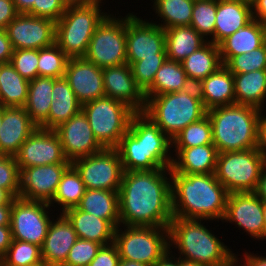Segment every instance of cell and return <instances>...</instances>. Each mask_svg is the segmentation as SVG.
<instances>
[{
    "instance_id": "obj_1",
    "label": "cell",
    "mask_w": 266,
    "mask_h": 266,
    "mask_svg": "<svg viewBox=\"0 0 266 266\" xmlns=\"http://www.w3.org/2000/svg\"><path fill=\"white\" fill-rule=\"evenodd\" d=\"M170 180L171 168L124 171L118 191L120 225L169 227L173 218Z\"/></svg>"
},
{
    "instance_id": "obj_2",
    "label": "cell",
    "mask_w": 266,
    "mask_h": 266,
    "mask_svg": "<svg viewBox=\"0 0 266 266\" xmlns=\"http://www.w3.org/2000/svg\"><path fill=\"white\" fill-rule=\"evenodd\" d=\"M228 196L215 174L171 173L173 217L222 221Z\"/></svg>"
},
{
    "instance_id": "obj_3",
    "label": "cell",
    "mask_w": 266,
    "mask_h": 266,
    "mask_svg": "<svg viewBox=\"0 0 266 266\" xmlns=\"http://www.w3.org/2000/svg\"><path fill=\"white\" fill-rule=\"evenodd\" d=\"M171 148L172 140L142 112L132 117L116 149L124 171H142L171 168Z\"/></svg>"
},
{
    "instance_id": "obj_4",
    "label": "cell",
    "mask_w": 266,
    "mask_h": 266,
    "mask_svg": "<svg viewBox=\"0 0 266 266\" xmlns=\"http://www.w3.org/2000/svg\"><path fill=\"white\" fill-rule=\"evenodd\" d=\"M204 219L173 217L169 225L170 247L178 248L180 258L203 266H235V256L212 230L201 223ZM173 244V245H172Z\"/></svg>"
},
{
    "instance_id": "obj_5",
    "label": "cell",
    "mask_w": 266,
    "mask_h": 266,
    "mask_svg": "<svg viewBox=\"0 0 266 266\" xmlns=\"http://www.w3.org/2000/svg\"><path fill=\"white\" fill-rule=\"evenodd\" d=\"M260 113L257 108L242 104L208 110L213 144L218 153L256 148Z\"/></svg>"
},
{
    "instance_id": "obj_6",
    "label": "cell",
    "mask_w": 266,
    "mask_h": 266,
    "mask_svg": "<svg viewBox=\"0 0 266 266\" xmlns=\"http://www.w3.org/2000/svg\"><path fill=\"white\" fill-rule=\"evenodd\" d=\"M102 0L90 4L67 5L56 22L55 43L68 58L84 57L98 25L108 15L100 7Z\"/></svg>"
},
{
    "instance_id": "obj_7",
    "label": "cell",
    "mask_w": 266,
    "mask_h": 266,
    "mask_svg": "<svg viewBox=\"0 0 266 266\" xmlns=\"http://www.w3.org/2000/svg\"><path fill=\"white\" fill-rule=\"evenodd\" d=\"M145 98L146 107L143 113L171 140L189 124L207 115L203 103L182 90Z\"/></svg>"
},
{
    "instance_id": "obj_8",
    "label": "cell",
    "mask_w": 266,
    "mask_h": 266,
    "mask_svg": "<svg viewBox=\"0 0 266 266\" xmlns=\"http://www.w3.org/2000/svg\"><path fill=\"white\" fill-rule=\"evenodd\" d=\"M115 229L120 259L154 266L169 250V227L124 226ZM122 229V230H121Z\"/></svg>"
},
{
    "instance_id": "obj_9",
    "label": "cell",
    "mask_w": 266,
    "mask_h": 266,
    "mask_svg": "<svg viewBox=\"0 0 266 266\" xmlns=\"http://www.w3.org/2000/svg\"><path fill=\"white\" fill-rule=\"evenodd\" d=\"M96 140L103 148H117L128 132L136 112L126 104L109 97H102L82 105Z\"/></svg>"
},
{
    "instance_id": "obj_10",
    "label": "cell",
    "mask_w": 266,
    "mask_h": 266,
    "mask_svg": "<svg viewBox=\"0 0 266 266\" xmlns=\"http://www.w3.org/2000/svg\"><path fill=\"white\" fill-rule=\"evenodd\" d=\"M266 158L256 149L218 153L215 177L233 192H254Z\"/></svg>"
},
{
    "instance_id": "obj_11",
    "label": "cell",
    "mask_w": 266,
    "mask_h": 266,
    "mask_svg": "<svg viewBox=\"0 0 266 266\" xmlns=\"http://www.w3.org/2000/svg\"><path fill=\"white\" fill-rule=\"evenodd\" d=\"M109 14L98 25L84 58L101 69L127 63L126 16Z\"/></svg>"
},
{
    "instance_id": "obj_12",
    "label": "cell",
    "mask_w": 266,
    "mask_h": 266,
    "mask_svg": "<svg viewBox=\"0 0 266 266\" xmlns=\"http://www.w3.org/2000/svg\"><path fill=\"white\" fill-rule=\"evenodd\" d=\"M71 164L79 172L86 189L119 191L124 170L116 148H104Z\"/></svg>"
},
{
    "instance_id": "obj_13",
    "label": "cell",
    "mask_w": 266,
    "mask_h": 266,
    "mask_svg": "<svg viewBox=\"0 0 266 266\" xmlns=\"http://www.w3.org/2000/svg\"><path fill=\"white\" fill-rule=\"evenodd\" d=\"M49 203L15 198L12 204L10 228L12 239L42 247L51 224Z\"/></svg>"
},
{
    "instance_id": "obj_14",
    "label": "cell",
    "mask_w": 266,
    "mask_h": 266,
    "mask_svg": "<svg viewBox=\"0 0 266 266\" xmlns=\"http://www.w3.org/2000/svg\"><path fill=\"white\" fill-rule=\"evenodd\" d=\"M126 54L129 65L144 58H167L163 28L132 13L126 15Z\"/></svg>"
},
{
    "instance_id": "obj_15",
    "label": "cell",
    "mask_w": 266,
    "mask_h": 266,
    "mask_svg": "<svg viewBox=\"0 0 266 266\" xmlns=\"http://www.w3.org/2000/svg\"><path fill=\"white\" fill-rule=\"evenodd\" d=\"M20 170L32 166L71 163L63 153L61 140L55 130L37 127L15 155Z\"/></svg>"
},
{
    "instance_id": "obj_16",
    "label": "cell",
    "mask_w": 266,
    "mask_h": 266,
    "mask_svg": "<svg viewBox=\"0 0 266 266\" xmlns=\"http://www.w3.org/2000/svg\"><path fill=\"white\" fill-rule=\"evenodd\" d=\"M5 30L14 50H39L55 43L56 22L48 18L18 14Z\"/></svg>"
},
{
    "instance_id": "obj_17",
    "label": "cell",
    "mask_w": 266,
    "mask_h": 266,
    "mask_svg": "<svg viewBox=\"0 0 266 266\" xmlns=\"http://www.w3.org/2000/svg\"><path fill=\"white\" fill-rule=\"evenodd\" d=\"M223 222L242 228L255 240L265 239L263 200L254 192L229 193Z\"/></svg>"
},
{
    "instance_id": "obj_18",
    "label": "cell",
    "mask_w": 266,
    "mask_h": 266,
    "mask_svg": "<svg viewBox=\"0 0 266 266\" xmlns=\"http://www.w3.org/2000/svg\"><path fill=\"white\" fill-rule=\"evenodd\" d=\"M71 163L32 166L20 170L19 198L50 203Z\"/></svg>"
},
{
    "instance_id": "obj_19",
    "label": "cell",
    "mask_w": 266,
    "mask_h": 266,
    "mask_svg": "<svg viewBox=\"0 0 266 266\" xmlns=\"http://www.w3.org/2000/svg\"><path fill=\"white\" fill-rule=\"evenodd\" d=\"M61 140L64 156L71 163L102 151L85 114L80 111L55 129Z\"/></svg>"
},
{
    "instance_id": "obj_20",
    "label": "cell",
    "mask_w": 266,
    "mask_h": 266,
    "mask_svg": "<svg viewBox=\"0 0 266 266\" xmlns=\"http://www.w3.org/2000/svg\"><path fill=\"white\" fill-rule=\"evenodd\" d=\"M64 78L81 105L105 96L102 69L84 57L68 59Z\"/></svg>"
},
{
    "instance_id": "obj_21",
    "label": "cell",
    "mask_w": 266,
    "mask_h": 266,
    "mask_svg": "<svg viewBox=\"0 0 266 266\" xmlns=\"http://www.w3.org/2000/svg\"><path fill=\"white\" fill-rule=\"evenodd\" d=\"M105 96L120 101L136 113L146 107V98L137 86L128 63L102 69Z\"/></svg>"
},
{
    "instance_id": "obj_22",
    "label": "cell",
    "mask_w": 266,
    "mask_h": 266,
    "mask_svg": "<svg viewBox=\"0 0 266 266\" xmlns=\"http://www.w3.org/2000/svg\"><path fill=\"white\" fill-rule=\"evenodd\" d=\"M2 122L0 155L15 156L38 126L30 119L24 107L2 106Z\"/></svg>"
},
{
    "instance_id": "obj_23",
    "label": "cell",
    "mask_w": 266,
    "mask_h": 266,
    "mask_svg": "<svg viewBox=\"0 0 266 266\" xmlns=\"http://www.w3.org/2000/svg\"><path fill=\"white\" fill-rule=\"evenodd\" d=\"M52 220L41 247L42 261L50 266H62L78 235L68 219L62 214Z\"/></svg>"
},
{
    "instance_id": "obj_24",
    "label": "cell",
    "mask_w": 266,
    "mask_h": 266,
    "mask_svg": "<svg viewBox=\"0 0 266 266\" xmlns=\"http://www.w3.org/2000/svg\"><path fill=\"white\" fill-rule=\"evenodd\" d=\"M252 20L251 3L243 0H217L213 43L219 45Z\"/></svg>"
},
{
    "instance_id": "obj_25",
    "label": "cell",
    "mask_w": 266,
    "mask_h": 266,
    "mask_svg": "<svg viewBox=\"0 0 266 266\" xmlns=\"http://www.w3.org/2000/svg\"><path fill=\"white\" fill-rule=\"evenodd\" d=\"M171 173L214 174L218 151L214 144L175 148Z\"/></svg>"
},
{
    "instance_id": "obj_26",
    "label": "cell",
    "mask_w": 266,
    "mask_h": 266,
    "mask_svg": "<svg viewBox=\"0 0 266 266\" xmlns=\"http://www.w3.org/2000/svg\"><path fill=\"white\" fill-rule=\"evenodd\" d=\"M51 99L48 118L39 126L41 128L55 130L82 109V105L64 77L53 78Z\"/></svg>"
},
{
    "instance_id": "obj_27",
    "label": "cell",
    "mask_w": 266,
    "mask_h": 266,
    "mask_svg": "<svg viewBox=\"0 0 266 266\" xmlns=\"http://www.w3.org/2000/svg\"><path fill=\"white\" fill-rule=\"evenodd\" d=\"M62 214L71 223L79 239L95 241L103 246L113 243L116 228L108 220L77 207L67 209Z\"/></svg>"
},
{
    "instance_id": "obj_28",
    "label": "cell",
    "mask_w": 266,
    "mask_h": 266,
    "mask_svg": "<svg viewBox=\"0 0 266 266\" xmlns=\"http://www.w3.org/2000/svg\"><path fill=\"white\" fill-rule=\"evenodd\" d=\"M265 42L266 26L253 19L218 45L222 64L225 65L233 56L261 47Z\"/></svg>"
},
{
    "instance_id": "obj_29",
    "label": "cell",
    "mask_w": 266,
    "mask_h": 266,
    "mask_svg": "<svg viewBox=\"0 0 266 266\" xmlns=\"http://www.w3.org/2000/svg\"><path fill=\"white\" fill-rule=\"evenodd\" d=\"M203 81V105L210 109L235 104L233 73L223 64Z\"/></svg>"
},
{
    "instance_id": "obj_30",
    "label": "cell",
    "mask_w": 266,
    "mask_h": 266,
    "mask_svg": "<svg viewBox=\"0 0 266 266\" xmlns=\"http://www.w3.org/2000/svg\"><path fill=\"white\" fill-rule=\"evenodd\" d=\"M76 207L79 210L108 220L115 228L120 225L118 191L86 189Z\"/></svg>"
},
{
    "instance_id": "obj_31",
    "label": "cell",
    "mask_w": 266,
    "mask_h": 266,
    "mask_svg": "<svg viewBox=\"0 0 266 266\" xmlns=\"http://www.w3.org/2000/svg\"><path fill=\"white\" fill-rule=\"evenodd\" d=\"M235 104L255 107L261 111L266 100V69L233 74Z\"/></svg>"
},
{
    "instance_id": "obj_32",
    "label": "cell",
    "mask_w": 266,
    "mask_h": 266,
    "mask_svg": "<svg viewBox=\"0 0 266 266\" xmlns=\"http://www.w3.org/2000/svg\"><path fill=\"white\" fill-rule=\"evenodd\" d=\"M164 31L168 60L181 62L207 42L191 26H176Z\"/></svg>"
},
{
    "instance_id": "obj_33",
    "label": "cell",
    "mask_w": 266,
    "mask_h": 266,
    "mask_svg": "<svg viewBox=\"0 0 266 266\" xmlns=\"http://www.w3.org/2000/svg\"><path fill=\"white\" fill-rule=\"evenodd\" d=\"M29 83L10 63H0V106L24 107Z\"/></svg>"
},
{
    "instance_id": "obj_34",
    "label": "cell",
    "mask_w": 266,
    "mask_h": 266,
    "mask_svg": "<svg viewBox=\"0 0 266 266\" xmlns=\"http://www.w3.org/2000/svg\"><path fill=\"white\" fill-rule=\"evenodd\" d=\"M53 78L38 76L29 83L24 108L30 119L39 127L49 115L52 102Z\"/></svg>"
},
{
    "instance_id": "obj_35",
    "label": "cell",
    "mask_w": 266,
    "mask_h": 266,
    "mask_svg": "<svg viewBox=\"0 0 266 266\" xmlns=\"http://www.w3.org/2000/svg\"><path fill=\"white\" fill-rule=\"evenodd\" d=\"M181 64L187 77L203 80L223 65L219 46L207 41L181 61Z\"/></svg>"
},
{
    "instance_id": "obj_36",
    "label": "cell",
    "mask_w": 266,
    "mask_h": 266,
    "mask_svg": "<svg viewBox=\"0 0 266 266\" xmlns=\"http://www.w3.org/2000/svg\"><path fill=\"white\" fill-rule=\"evenodd\" d=\"M155 14L160 17L161 28L168 29L176 26H190L195 0H153ZM163 22V23H162Z\"/></svg>"
},
{
    "instance_id": "obj_37",
    "label": "cell",
    "mask_w": 266,
    "mask_h": 266,
    "mask_svg": "<svg viewBox=\"0 0 266 266\" xmlns=\"http://www.w3.org/2000/svg\"><path fill=\"white\" fill-rule=\"evenodd\" d=\"M85 186L76 168L71 164L63 173L57 186L55 195L49 205L57 203L63 213L67 209L76 207L85 193Z\"/></svg>"
},
{
    "instance_id": "obj_38",
    "label": "cell",
    "mask_w": 266,
    "mask_h": 266,
    "mask_svg": "<svg viewBox=\"0 0 266 266\" xmlns=\"http://www.w3.org/2000/svg\"><path fill=\"white\" fill-rule=\"evenodd\" d=\"M186 78L187 74L181 62L166 59L156 72L152 86L144 95L156 96L181 91Z\"/></svg>"
},
{
    "instance_id": "obj_39",
    "label": "cell",
    "mask_w": 266,
    "mask_h": 266,
    "mask_svg": "<svg viewBox=\"0 0 266 266\" xmlns=\"http://www.w3.org/2000/svg\"><path fill=\"white\" fill-rule=\"evenodd\" d=\"M213 144L212 126L208 115L189 124L172 140V148H189Z\"/></svg>"
},
{
    "instance_id": "obj_40",
    "label": "cell",
    "mask_w": 266,
    "mask_h": 266,
    "mask_svg": "<svg viewBox=\"0 0 266 266\" xmlns=\"http://www.w3.org/2000/svg\"><path fill=\"white\" fill-rule=\"evenodd\" d=\"M68 57L64 51L53 43L38 50V76L62 78L65 75Z\"/></svg>"
},
{
    "instance_id": "obj_41",
    "label": "cell",
    "mask_w": 266,
    "mask_h": 266,
    "mask_svg": "<svg viewBox=\"0 0 266 266\" xmlns=\"http://www.w3.org/2000/svg\"><path fill=\"white\" fill-rule=\"evenodd\" d=\"M217 0H195L190 26L204 39L213 43ZM208 36H212L211 38Z\"/></svg>"
},
{
    "instance_id": "obj_42",
    "label": "cell",
    "mask_w": 266,
    "mask_h": 266,
    "mask_svg": "<svg viewBox=\"0 0 266 266\" xmlns=\"http://www.w3.org/2000/svg\"><path fill=\"white\" fill-rule=\"evenodd\" d=\"M5 266H34L42 261L41 247L25 241L12 240L5 256L0 260Z\"/></svg>"
},
{
    "instance_id": "obj_43",
    "label": "cell",
    "mask_w": 266,
    "mask_h": 266,
    "mask_svg": "<svg viewBox=\"0 0 266 266\" xmlns=\"http://www.w3.org/2000/svg\"><path fill=\"white\" fill-rule=\"evenodd\" d=\"M225 66L233 74L266 69V42L249 53L233 56Z\"/></svg>"
},
{
    "instance_id": "obj_44",
    "label": "cell",
    "mask_w": 266,
    "mask_h": 266,
    "mask_svg": "<svg viewBox=\"0 0 266 266\" xmlns=\"http://www.w3.org/2000/svg\"><path fill=\"white\" fill-rule=\"evenodd\" d=\"M167 58H144L130 65L137 86L145 93L153 84L156 72Z\"/></svg>"
},
{
    "instance_id": "obj_45",
    "label": "cell",
    "mask_w": 266,
    "mask_h": 266,
    "mask_svg": "<svg viewBox=\"0 0 266 266\" xmlns=\"http://www.w3.org/2000/svg\"><path fill=\"white\" fill-rule=\"evenodd\" d=\"M9 63L28 81L38 77V50L36 49L14 50Z\"/></svg>"
},
{
    "instance_id": "obj_46",
    "label": "cell",
    "mask_w": 266,
    "mask_h": 266,
    "mask_svg": "<svg viewBox=\"0 0 266 266\" xmlns=\"http://www.w3.org/2000/svg\"><path fill=\"white\" fill-rule=\"evenodd\" d=\"M103 245L90 240L79 239L71 247L62 266H87Z\"/></svg>"
},
{
    "instance_id": "obj_47",
    "label": "cell",
    "mask_w": 266,
    "mask_h": 266,
    "mask_svg": "<svg viewBox=\"0 0 266 266\" xmlns=\"http://www.w3.org/2000/svg\"><path fill=\"white\" fill-rule=\"evenodd\" d=\"M20 169L15 156L0 155V188L8 190L15 198L19 197Z\"/></svg>"
},
{
    "instance_id": "obj_48",
    "label": "cell",
    "mask_w": 266,
    "mask_h": 266,
    "mask_svg": "<svg viewBox=\"0 0 266 266\" xmlns=\"http://www.w3.org/2000/svg\"><path fill=\"white\" fill-rule=\"evenodd\" d=\"M67 4L63 0H37L27 13L31 16L44 17L57 22L65 12Z\"/></svg>"
},
{
    "instance_id": "obj_49",
    "label": "cell",
    "mask_w": 266,
    "mask_h": 266,
    "mask_svg": "<svg viewBox=\"0 0 266 266\" xmlns=\"http://www.w3.org/2000/svg\"><path fill=\"white\" fill-rule=\"evenodd\" d=\"M120 256L114 243L102 246L87 266H118Z\"/></svg>"
},
{
    "instance_id": "obj_50",
    "label": "cell",
    "mask_w": 266,
    "mask_h": 266,
    "mask_svg": "<svg viewBox=\"0 0 266 266\" xmlns=\"http://www.w3.org/2000/svg\"><path fill=\"white\" fill-rule=\"evenodd\" d=\"M18 14L13 0H0V29H5Z\"/></svg>"
},
{
    "instance_id": "obj_51",
    "label": "cell",
    "mask_w": 266,
    "mask_h": 266,
    "mask_svg": "<svg viewBox=\"0 0 266 266\" xmlns=\"http://www.w3.org/2000/svg\"><path fill=\"white\" fill-rule=\"evenodd\" d=\"M181 90L193 99L203 103V81L201 79L187 77Z\"/></svg>"
},
{
    "instance_id": "obj_52",
    "label": "cell",
    "mask_w": 266,
    "mask_h": 266,
    "mask_svg": "<svg viewBox=\"0 0 266 266\" xmlns=\"http://www.w3.org/2000/svg\"><path fill=\"white\" fill-rule=\"evenodd\" d=\"M13 47L5 29H0V63H9L13 54Z\"/></svg>"
},
{
    "instance_id": "obj_53",
    "label": "cell",
    "mask_w": 266,
    "mask_h": 266,
    "mask_svg": "<svg viewBox=\"0 0 266 266\" xmlns=\"http://www.w3.org/2000/svg\"><path fill=\"white\" fill-rule=\"evenodd\" d=\"M260 113L256 149L266 158V114Z\"/></svg>"
},
{
    "instance_id": "obj_54",
    "label": "cell",
    "mask_w": 266,
    "mask_h": 266,
    "mask_svg": "<svg viewBox=\"0 0 266 266\" xmlns=\"http://www.w3.org/2000/svg\"><path fill=\"white\" fill-rule=\"evenodd\" d=\"M251 10L253 19L266 26V0H253Z\"/></svg>"
},
{
    "instance_id": "obj_55",
    "label": "cell",
    "mask_w": 266,
    "mask_h": 266,
    "mask_svg": "<svg viewBox=\"0 0 266 266\" xmlns=\"http://www.w3.org/2000/svg\"><path fill=\"white\" fill-rule=\"evenodd\" d=\"M244 256V260L245 261H242L244 262L243 264L241 263L238 264V255L235 256V266H266V256H259V255H256L254 253L251 254V252H246L245 251V255H242Z\"/></svg>"
},
{
    "instance_id": "obj_56",
    "label": "cell",
    "mask_w": 266,
    "mask_h": 266,
    "mask_svg": "<svg viewBox=\"0 0 266 266\" xmlns=\"http://www.w3.org/2000/svg\"><path fill=\"white\" fill-rule=\"evenodd\" d=\"M12 240L10 226H0V260L5 256Z\"/></svg>"
},
{
    "instance_id": "obj_57",
    "label": "cell",
    "mask_w": 266,
    "mask_h": 266,
    "mask_svg": "<svg viewBox=\"0 0 266 266\" xmlns=\"http://www.w3.org/2000/svg\"><path fill=\"white\" fill-rule=\"evenodd\" d=\"M254 193L263 201H266V164L263 167Z\"/></svg>"
},
{
    "instance_id": "obj_58",
    "label": "cell",
    "mask_w": 266,
    "mask_h": 266,
    "mask_svg": "<svg viewBox=\"0 0 266 266\" xmlns=\"http://www.w3.org/2000/svg\"><path fill=\"white\" fill-rule=\"evenodd\" d=\"M12 204L0 205V226H10Z\"/></svg>"
},
{
    "instance_id": "obj_59",
    "label": "cell",
    "mask_w": 266,
    "mask_h": 266,
    "mask_svg": "<svg viewBox=\"0 0 266 266\" xmlns=\"http://www.w3.org/2000/svg\"><path fill=\"white\" fill-rule=\"evenodd\" d=\"M19 14H27L37 0H13Z\"/></svg>"
},
{
    "instance_id": "obj_60",
    "label": "cell",
    "mask_w": 266,
    "mask_h": 266,
    "mask_svg": "<svg viewBox=\"0 0 266 266\" xmlns=\"http://www.w3.org/2000/svg\"><path fill=\"white\" fill-rule=\"evenodd\" d=\"M171 253L172 251L169 250L154 266H179V257L172 256L173 253Z\"/></svg>"
},
{
    "instance_id": "obj_61",
    "label": "cell",
    "mask_w": 266,
    "mask_h": 266,
    "mask_svg": "<svg viewBox=\"0 0 266 266\" xmlns=\"http://www.w3.org/2000/svg\"><path fill=\"white\" fill-rule=\"evenodd\" d=\"M15 197L6 189L0 188V205L13 204Z\"/></svg>"
},
{
    "instance_id": "obj_62",
    "label": "cell",
    "mask_w": 266,
    "mask_h": 266,
    "mask_svg": "<svg viewBox=\"0 0 266 266\" xmlns=\"http://www.w3.org/2000/svg\"><path fill=\"white\" fill-rule=\"evenodd\" d=\"M118 266H148L145 263L120 259Z\"/></svg>"
},
{
    "instance_id": "obj_63",
    "label": "cell",
    "mask_w": 266,
    "mask_h": 266,
    "mask_svg": "<svg viewBox=\"0 0 266 266\" xmlns=\"http://www.w3.org/2000/svg\"><path fill=\"white\" fill-rule=\"evenodd\" d=\"M67 5L90 4L97 0H63Z\"/></svg>"
},
{
    "instance_id": "obj_64",
    "label": "cell",
    "mask_w": 266,
    "mask_h": 266,
    "mask_svg": "<svg viewBox=\"0 0 266 266\" xmlns=\"http://www.w3.org/2000/svg\"><path fill=\"white\" fill-rule=\"evenodd\" d=\"M179 266H203L190 260H186L179 257Z\"/></svg>"
},
{
    "instance_id": "obj_65",
    "label": "cell",
    "mask_w": 266,
    "mask_h": 266,
    "mask_svg": "<svg viewBox=\"0 0 266 266\" xmlns=\"http://www.w3.org/2000/svg\"><path fill=\"white\" fill-rule=\"evenodd\" d=\"M263 218H264L265 239H266V201H263Z\"/></svg>"
},
{
    "instance_id": "obj_66",
    "label": "cell",
    "mask_w": 266,
    "mask_h": 266,
    "mask_svg": "<svg viewBox=\"0 0 266 266\" xmlns=\"http://www.w3.org/2000/svg\"><path fill=\"white\" fill-rule=\"evenodd\" d=\"M2 125H3V122H2V106H0V132L2 131Z\"/></svg>"
},
{
    "instance_id": "obj_67",
    "label": "cell",
    "mask_w": 266,
    "mask_h": 266,
    "mask_svg": "<svg viewBox=\"0 0 266 266\" xmlns=\"http://www.w3.org/2000/svg\"><path fill=\"white\" fill-rule=\"evenodd\" d=\"M34 266H50V265H48V264L45 263V262H41V263H39V264H37V265H34Z\"/></svg>"
},
{
    "instance_id": "obj_68",
    "label": "cell",
    "mask_w": 266,
    "mask_h": 266,
    "mask_svg": "<svg viewBox=\"0 0 266 266\" xmlns=\"http://www.w3.org/2000/svg\"><path fill=\"white\" fill-rule=\"evenodd\" d=\"M243 1H246V2H249V3H251L253 0H243Z\"/></svg>"
}]
</instances>
